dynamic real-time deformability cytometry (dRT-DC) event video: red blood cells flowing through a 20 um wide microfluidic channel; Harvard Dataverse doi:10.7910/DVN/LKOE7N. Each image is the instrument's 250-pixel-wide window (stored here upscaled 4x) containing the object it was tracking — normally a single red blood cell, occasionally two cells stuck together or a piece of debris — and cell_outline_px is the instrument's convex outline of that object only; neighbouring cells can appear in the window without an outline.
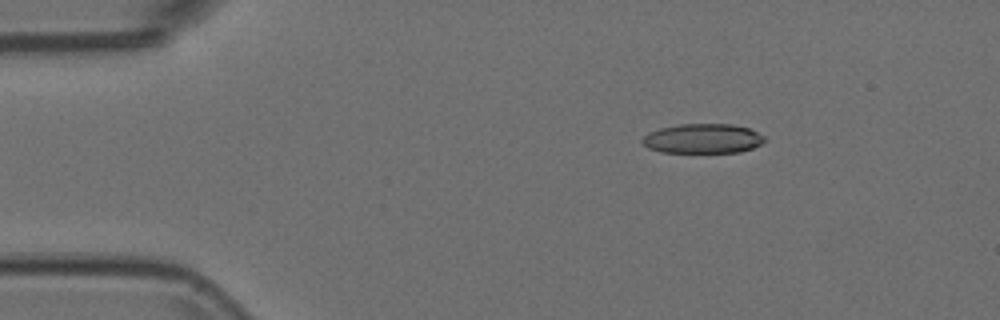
{"species": "Egyptian fruit bat (a non-hibernating species)", "species_latin": "Rousettus aegyptiacus", "temperature_condition": "room temperature", "stored_images_in_passage": 54, "camera_frame_rate_fps": 3000, "um_per_image_px": 0.085, "animal": {"sex": "female"}, "frame": {"image": 1, "passage_image": 8, "time_ms": 2.333, "image_size_px": [1000, 320], "cell_outline_px": [[768, 140], [752, 148], [740, 152], [660, 152], [648, 148], [640, 140], [648, 132], [660, 128], [680, 124], [732, 124], [748, 128], [764, 136]], "centroid_in_image_um": [59.73, 11.78], "position_along_channel_um": 25.3, "area_um2": 21.1}}
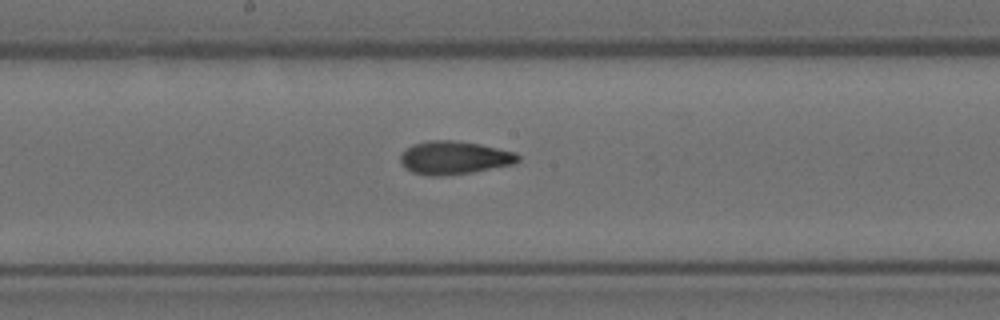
{"frame": {"image": 2, "passage_image": 28, "time_ms": 9.0, "image_size_px": [1000, 320], "cell_outline_px": [[520, 160], [516, 164], [472, 172], [436, 176], [432, 176], [412, 172], [400, 164], [400, 156], [412, 144], [428, 140], [452, 140], [480, 144], [516, 152], [520, 156]], "centroid_in_image_um": [38.63, 13.4], "position_along_channel_um": 209.6, "area_um2": 22.77}}
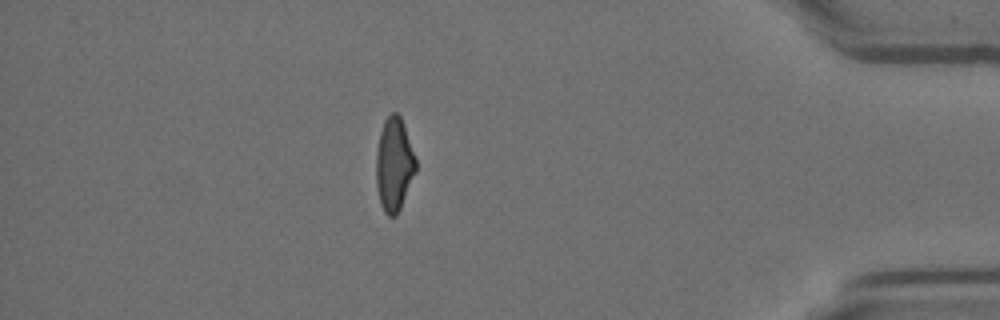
{"frame": {"image": 3, "passage_image": 47, "time_ms": 15.333, "image_size_px": [1000, 320], "cell_outline_px": [[416, 172], [400, 208], [396, 216], [388, 216], [384, 212], [380, 204], [376, 184], [376, 152], [380, 132], [384, 120], [392, 112], [396, 112], [400, 116], [404, 124], [416, 160]], "centroid_in_image_um": [33.49, 13.98], "position_along_channel_um": 401.7, "area_um2": 21.62}}